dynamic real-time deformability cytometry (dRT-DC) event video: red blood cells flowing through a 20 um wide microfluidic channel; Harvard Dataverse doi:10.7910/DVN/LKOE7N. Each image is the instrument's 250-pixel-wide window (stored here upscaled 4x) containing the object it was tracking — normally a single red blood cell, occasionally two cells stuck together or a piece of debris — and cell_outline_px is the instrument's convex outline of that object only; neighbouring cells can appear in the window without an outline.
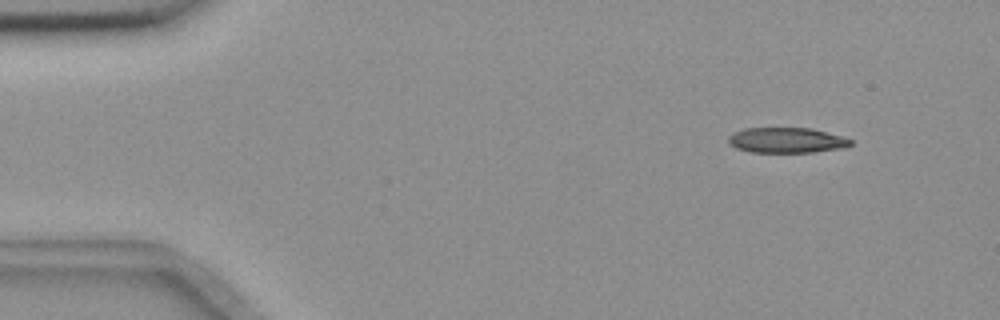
{"species": "common noctule bat (a hibernating species)", "species_latin": "Nyctalus noctula", "temperature_condition": "room temperature", "stored_images_in_passage": 4, "camera_frame_rate_fps": 3000, "um_per_image_px": 0.085, "animal": {"sex": "female", "body_mass_g": 18.4}, "frame": {"image": 1, "passage_image": 1, "time_ms": 0.0, "image_size_px": [1000, 320], "cell_outline_px": [[852, 144], [844, 148], [812, 152], [748, 152], [736, 148], [728, 144], [728, 136], [732, 132], [744, 128], [812, 128], [840, 136], [852, 140]], "centroid_in_image_um": [66.81, 11.92], "position_along_channel_um": 18.2, "area_um2": 18.15}}
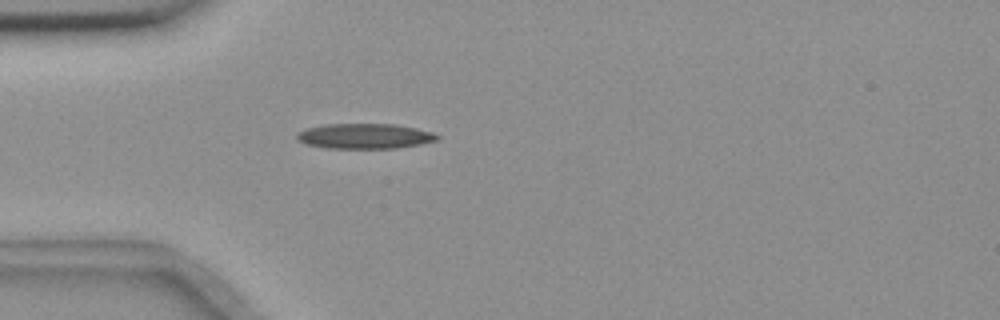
{"frame": {"image": 2, "passage_image": 4, "time_ms": 1.0, "image_size_px": [1000, 320], "cell_outline_px": [[440, 140], [420, 144], [396, 148], [324, 148], [304, 144], [296, 140], [296, 132], [308, 128], [324, 124], [396, 124], [416, 128], [432, 132], [440, 136]], "centroid_in_image_um": [30.98, 11.57], "position_along_channel_um": 54.0, "area_um2": 20.81}}